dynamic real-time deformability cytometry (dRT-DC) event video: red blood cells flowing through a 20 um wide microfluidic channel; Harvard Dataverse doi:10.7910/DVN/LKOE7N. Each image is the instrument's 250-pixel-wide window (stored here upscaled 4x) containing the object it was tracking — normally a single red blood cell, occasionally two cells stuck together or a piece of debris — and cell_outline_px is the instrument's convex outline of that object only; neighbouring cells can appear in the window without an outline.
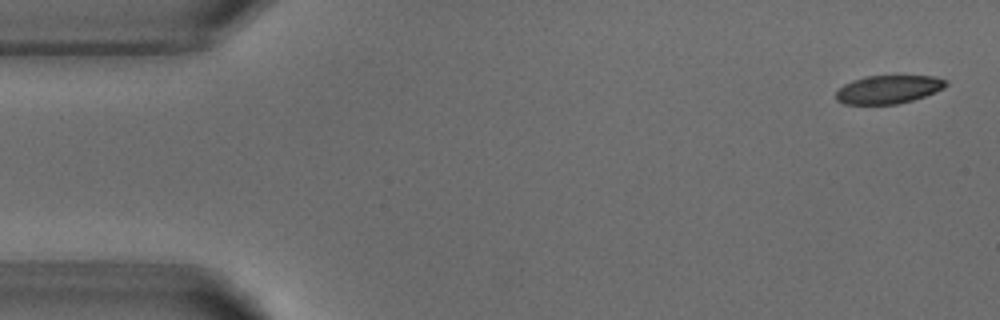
{"species": "common noctule bat (a hibernating species)", "species_latin": "Nyctalus noctula", "temperature_condition": "warm", "stored_images_in_passage": 8, "camera_frame_rate_fps": 3000, "um_per_image_px": 0.085, "animal": {"sex": "male", "body_mass_g": 18.8}, "frame": {"image": 1, "passage_image": 1, "time_ms": 0.0, "image_size_px": [1000, 320], "cell_outline_px": [[948, 84], [944, 88], [924, 96], [912, 100], [896, 104], [844, 104], [836, 100], [836, 92], [844, 84], [852, 80], [864, 76], [932, 76], [948, 80]], "centroid_in_image_um": [75.5, 7.59], "position_along_channel_um": 9.5, "area_um2": 18.09}}
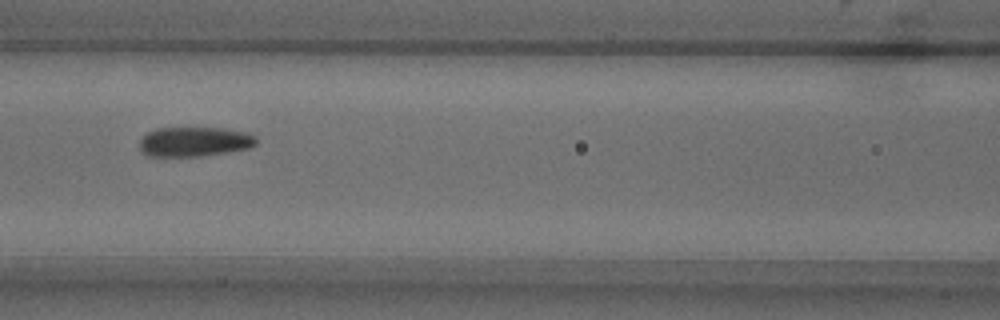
{"frame": {"image": 2, "passage_image": 6, "time_ms": 6.667, "image_size_px": [1000, 320], "cell_outline_px": [[256, 144], [248, 148], [200, 156], [144, 156], [140, 152], [140, 140], [148, 132], [156, 128], [224, 128], [248, 132], [256, 136]], "centroid_in_image_um": [16.5, 12.04], "position_along_channel_um": 150.1, "area_um2": 20.17}}
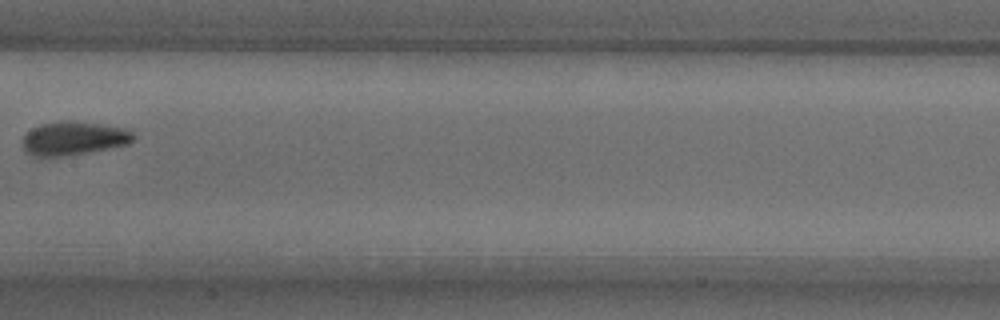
{"frame": {"image": 3, "passage_image": 7, "time_ms": 8.0, "image_size_px": [1000, 320], "cell_outline_px": [[136, 136], [128, 144], [68, 156], [32, 156], [24, 152], [20, 140], [32, 128], [40, 124], [56, 120], [72, 120], [100, 124], [124, 128], [132, 132]], "centroid_in_image_um": [6.19, 11.75], "position_along_channel_um": 201.2, "area_um2": 22.02}}